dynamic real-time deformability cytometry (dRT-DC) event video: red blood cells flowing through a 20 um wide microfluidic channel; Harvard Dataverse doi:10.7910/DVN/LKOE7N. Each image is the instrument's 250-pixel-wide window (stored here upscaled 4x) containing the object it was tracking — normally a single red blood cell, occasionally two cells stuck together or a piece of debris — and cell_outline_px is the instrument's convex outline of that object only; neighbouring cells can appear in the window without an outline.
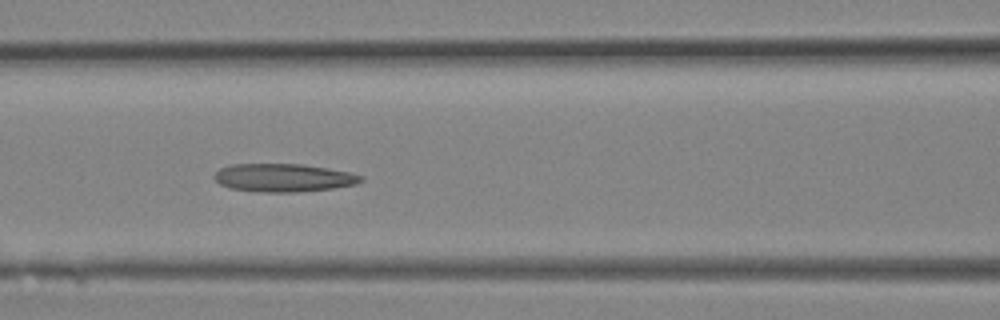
{"species": "Egyptian fruit bat (a non-hibernating species)", "species_latin": "Rousettus aegyptiacus", "temperature_condition": "room temperature", "stored_images_in_passage": 17, "camera_frame_rate_fps": 3000, "um_per_image_px": 0.085, "animal": {"sex": "female"}, "frame": {"image": 1, "passage_image": 12, "time_ms": 3.667, "image_size_px": [1000, 320], "cell_outline_px": [[364, 180], [356, 184], [332, 188], [296, 192], [260, 192], [228, 188], [220, 184], [212, 176], [220, 168], [228, 164], [304, 164], [328, 168], [348, 172], [364, 176]], "centroid_in_image_um": [24.07, 15.1], "position_along_channel_um": 142.5, "area_um2": 24.16}}
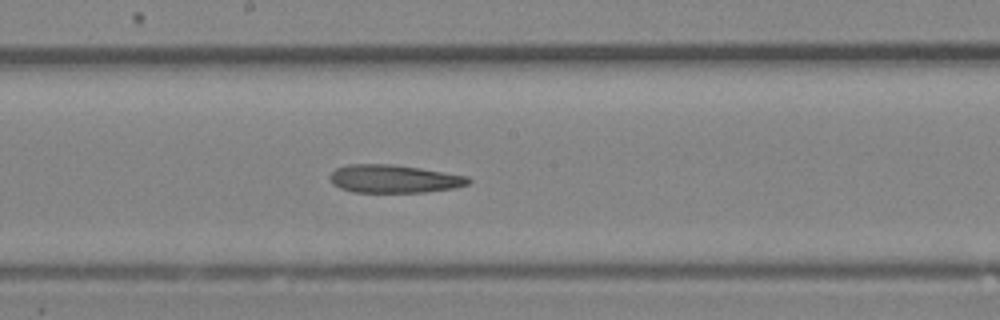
{"frame": {"image": 2, "passage_image": 15, "time_ms": 4.667, "image_size_px": [1000, 320], "cell_outline_px": [[472, 180], [468, 184], [452, 188], [424, 192], [352, 192], [340, 188], [332, 184], [328, 176], [336, 168], [348, 164], [392, 164], [420, 168], [468, 176]], "centroid_in_image_um": [33.45, 15.2], "position_along_channel_um": 214.8, "area_um2": 22.66}}
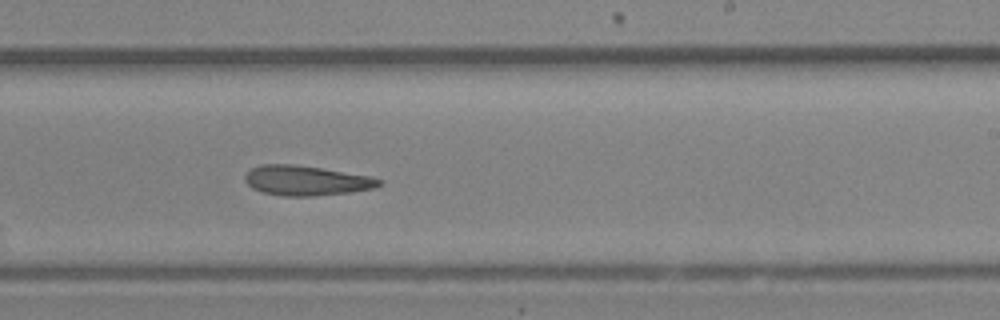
{"frame": {"image": 3, "passage_image": 17, "time_ms": 5.333, "image_size_px": [1000, 320], "cell_outline_px": [[384, 184], [376, 188], [348, 192], [312, 196], [284, 196], [264, 192], [252, 188], [244, 180], [244, 176], [252, 168], [260, 164], [292, 164], [320, 168], [372, 176], [384, 180]], "centroid_in_image_um": [26.07, 15.34], "position_along_channel_um": 262.9, "area_um2": 23.35}}